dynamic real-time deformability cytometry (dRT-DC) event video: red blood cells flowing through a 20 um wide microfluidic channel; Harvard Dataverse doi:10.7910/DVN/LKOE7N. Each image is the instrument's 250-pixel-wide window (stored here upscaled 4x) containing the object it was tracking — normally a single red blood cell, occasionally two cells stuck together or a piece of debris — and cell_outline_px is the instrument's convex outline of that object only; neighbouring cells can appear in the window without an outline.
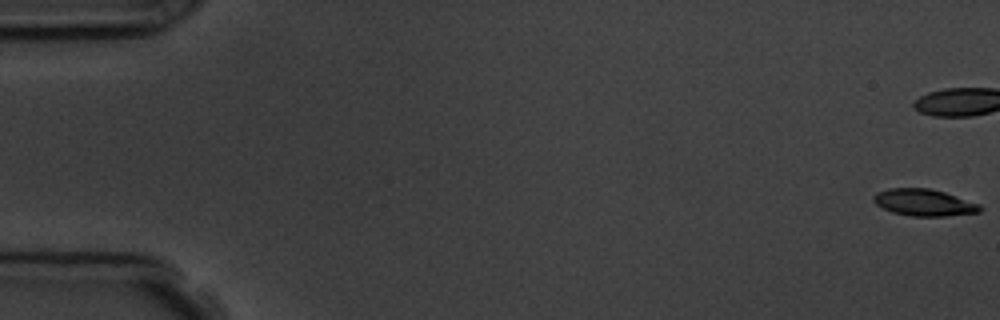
{"species": "common noctule bat (a hibernating species)", "species_latin": "Nyctalus noctula", "temperature_condition": "room temperature", "stored_images_in_passage": 8, "camera_frame_rate_fps": 3000, "um_per_image_px": 0.085, "animal": {"sex": "male", "body_mass_g": 19.5, "forearm_length_mm": 54.6}, "frame": {"image": 1, "passage_image": 1, "time_ms": 0.0, "image_size_px": [1000, 320], "cell_outline_px": [[984, 208], [980, 212], [944, 216], [912, 216], [892, 212], [876, 204], [872, 200], [872, 196], [876, 192], [888, 188], [928, 188], [944, 192], [980, 204]], "centroid_in_image_um": [78.53, 17.21], "position_along_channel_um": 6.5, "area_um2": 16.65}}